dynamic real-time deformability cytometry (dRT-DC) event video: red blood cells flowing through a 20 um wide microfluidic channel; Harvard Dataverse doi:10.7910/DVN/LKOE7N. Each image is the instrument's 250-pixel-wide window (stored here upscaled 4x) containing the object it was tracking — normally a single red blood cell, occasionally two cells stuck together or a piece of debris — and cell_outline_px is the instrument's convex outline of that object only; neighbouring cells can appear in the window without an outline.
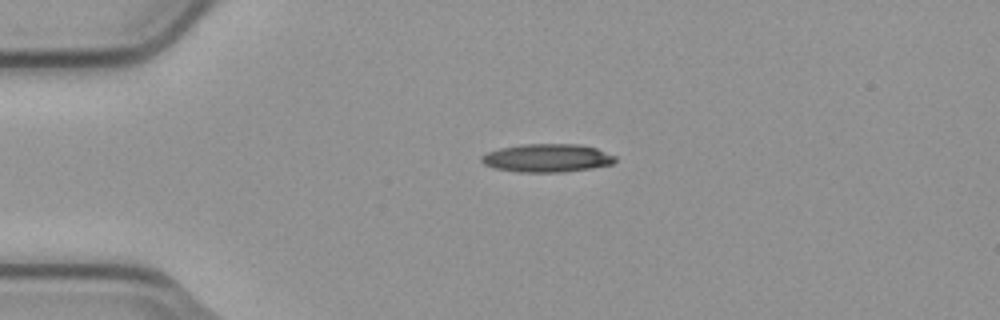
{"species": "common noctule bat (a hibernating species)", "species_latin": "Nyctalus noctula", "temperature_condition": "cold", "stored_images_in_passage": 3, "camera_frame_rate_fps": 3000, "um_per_image_px": 0.085, "animal": {"sex": "male", "body_mass_g": 23.1, "forearm_length_mm": 52.7}, "frame": {"image": 1, "passage_image": 1, "time_ms": 0.0, "image_size_px": [1000, 320], "cell_outline_px": [[616, 160], [612, 164], [592, 168], [564, 172], [520, 172], [492, 168], [484, 164], [480, 160], [480, 156], [488, 152], [500, 148], [524, 144], [580, 144], [596, 148], [616, 156]], "centroid_in_image_um": [46.5, 13.43], "position_along_channel_um": 38.5, "area_um2": 22.08}}
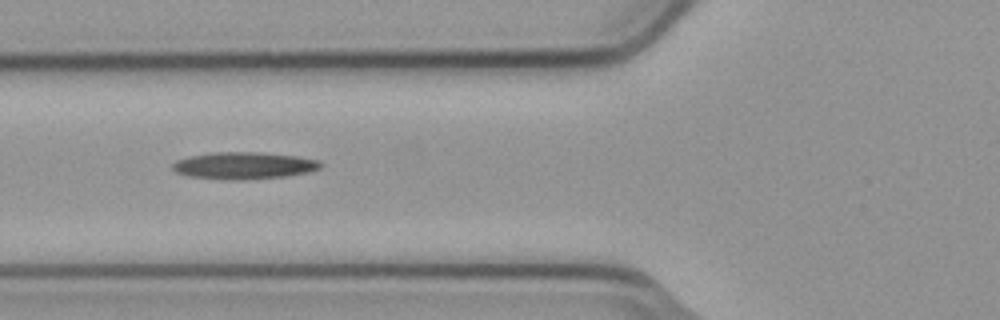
{"frame": {"image": 2, "passage_image": 3, "time_ms": 0.667, "image_size_px": [1000, 320], "cell_outline_px": [[324, 164], [320, 168], [308, 172], [284, 176], [236, 180], [228, 180], [188, 176], [176, 172], [172, 168], [172, 164], [176, 160], [192, 156], [212, 152], [260, 152], [296, 156], [320, 160]], "centroid_in_image_um": [20.74, 14.07], "position_along_channel_um": 105.1, "area_um2": 23.24}}